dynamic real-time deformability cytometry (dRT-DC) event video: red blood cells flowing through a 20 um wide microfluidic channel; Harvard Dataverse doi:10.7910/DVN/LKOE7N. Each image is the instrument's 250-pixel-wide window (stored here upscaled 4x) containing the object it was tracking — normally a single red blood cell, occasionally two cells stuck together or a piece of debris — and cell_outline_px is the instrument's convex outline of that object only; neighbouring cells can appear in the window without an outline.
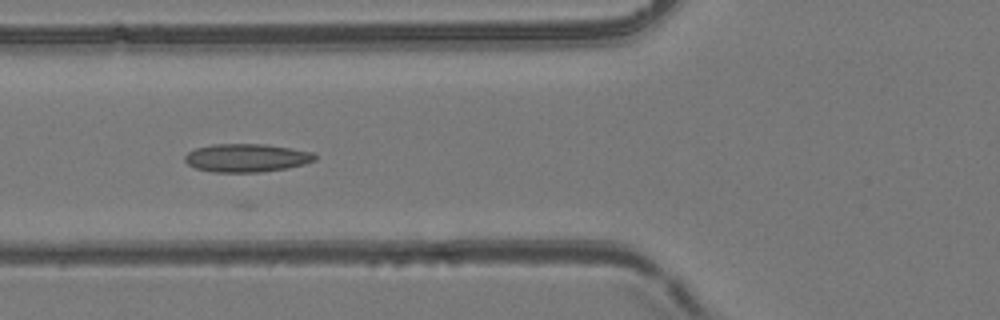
{"species": "common noctule bat (a hibernating species)", "species_latin": "Nyctalus noctula", "temperature_condition": "room temperature", "stored_images_in_passage": 6, "camera_frame_rate_fps": 3000, "um_per_image_px": 0.085, "animal": {"sex": "female", "body_mass_g": 24.6, "forearm_length_mm": 56.2}, "frame": {"image": 1, "passage_image": 6, "time_ms": 5.667, "image_size_px": [1000, 320], "cell_outline_px": [[316, 160], [304, 164], [288, 168], [260, 172], [216, 172], [196, 168], [188, 164], [184, 160], [184, 156], [188, 152], [196, 148], [212, 144], [264, 144], [312, 152], [316, 156]], "centroid_in_image_um": [20.95, 13.42], "position_along_channel_um": 104.9, "area_um2": 21.27}}